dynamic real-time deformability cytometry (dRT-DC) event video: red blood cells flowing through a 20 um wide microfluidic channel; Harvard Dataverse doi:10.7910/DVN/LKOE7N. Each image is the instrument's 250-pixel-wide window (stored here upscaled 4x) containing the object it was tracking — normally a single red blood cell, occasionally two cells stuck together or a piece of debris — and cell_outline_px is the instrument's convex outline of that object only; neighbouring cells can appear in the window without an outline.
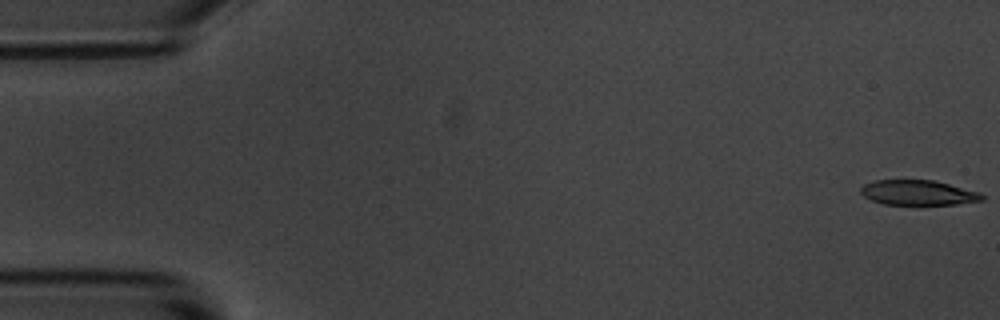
{"species": "common noctule bat (a hibernating species)", "species_latin": "Nyctalus noctula", "temperature_condition": "room temperature", "stored_images_in_passage": 5, "camera_frame_rate_fps": 3000, "um_per_image_px": 0.085, "animal": {"sex": "male", "body_mass_g": 20.1, "forearm_length_mm": 53.5}, "frame": {"image": 1, "passage_image": 1, "time_ms": 0.0, "image_size_px": [1000, 320], "cell_outline_px": [[984, 200], [956, 204], [884, 204], [872, 200], [864, 196], [860, 192], [860, 188], [864, 184], [876, 180], [932, 180], [980, 192], [984, 196]], "centroid_in_image_um": [78.03, 16.37], "position_along_channel_um": 7.0, "area_um2": 17.46}}
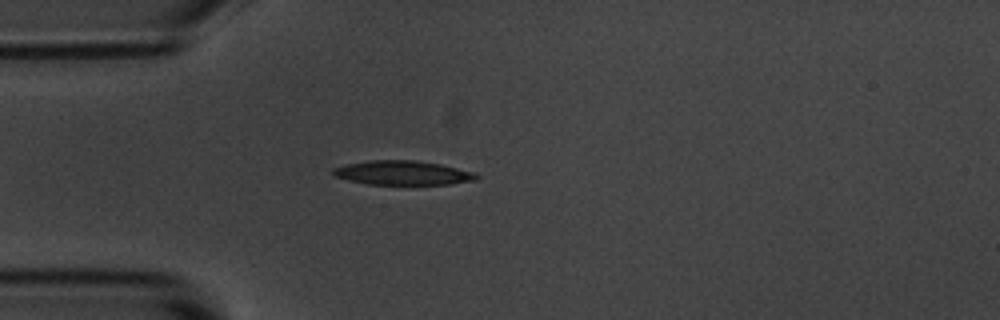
{"frame": {"image": 2, "passage_image": 5, "time_ms": 1.333, "image_size_px": [1000, 320], "cell_outline_px": [[480, 176], [476, 180], [452, 184], [368, 184], [348, 180], [336, 176], [332, 172], [332, 168], [348, 164], [372, 160], [416, 160], [440, 164], [476, 172]], "centroid_in_image_um": [34.28, 14.69], "position_along_channel_um": 50.7, "area_um2": 20.17}}